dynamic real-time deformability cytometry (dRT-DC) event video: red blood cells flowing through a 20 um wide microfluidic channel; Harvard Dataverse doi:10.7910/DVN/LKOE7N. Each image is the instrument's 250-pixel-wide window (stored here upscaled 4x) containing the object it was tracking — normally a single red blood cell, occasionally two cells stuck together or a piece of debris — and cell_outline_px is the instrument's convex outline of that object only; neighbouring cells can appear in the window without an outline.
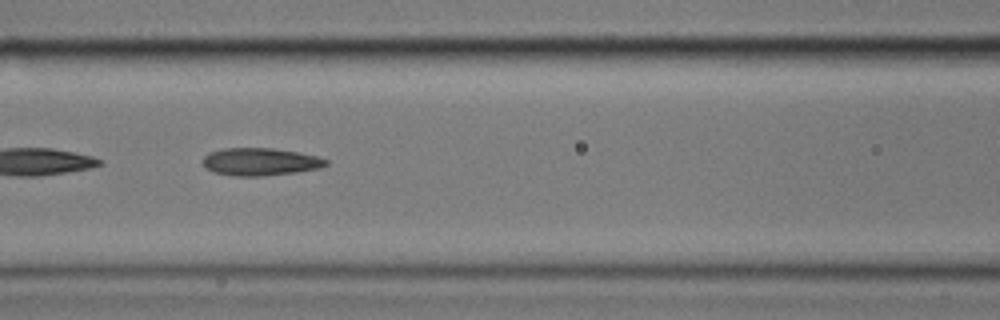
{"species": "common noctule bat (a hibernating species)", "species_latin": "Nyctalus noctula", "temperature_condition": "cold", "stored_images_in_passage": 15, "camera_frame_rate_fps": 3000, "um_per_image_px": 0.085, "animal": {"sex": "male", "body_mass_g": 17.9}, "frame": {"image": 1, "passage_image": 11, "time_ms": 3.333, "image_size_px": [1000, 320], "cell_outline_px": [[328, 164], [320, 168], [296, 172], [264, 176], [232, 176], [212, 172], [204, 168], [204, 156], [208, 152], [224, 148], [272, 148], [296, 152], [316, 156], [328, 160]], "centroid_in_image_um": [22.08, 13.76], "position_along_channel_um": 144.5, "area_um2": 19.88}}
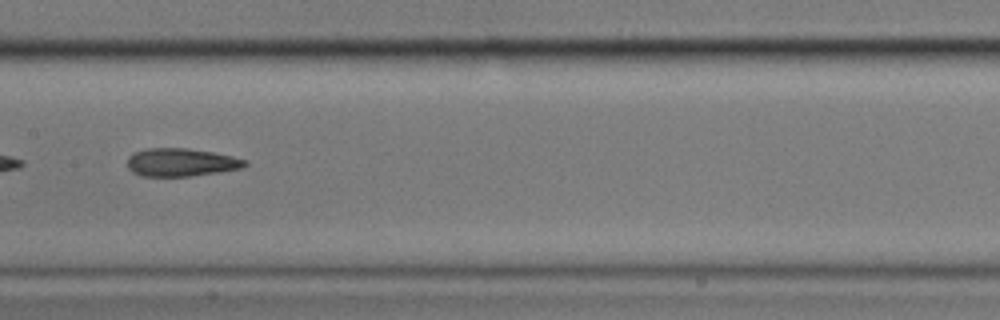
{"frame": {"image": 2, "passage_image": 15, "time_ms": 4.667, "image_size_px": [1000, 320], "cell_outline_px": [[248, 164], [244, 168], [188, 176], [140, 176], [132, 172], [128, 168], [128, 156], [132, 152], [148, 148], [188, 148], [212, 152], [232, 156], [248, 160]], "centroid_in_image_um": [15.38, 13.79], "position_along_channel_um": 192.0, "area_um2": 19.31}}